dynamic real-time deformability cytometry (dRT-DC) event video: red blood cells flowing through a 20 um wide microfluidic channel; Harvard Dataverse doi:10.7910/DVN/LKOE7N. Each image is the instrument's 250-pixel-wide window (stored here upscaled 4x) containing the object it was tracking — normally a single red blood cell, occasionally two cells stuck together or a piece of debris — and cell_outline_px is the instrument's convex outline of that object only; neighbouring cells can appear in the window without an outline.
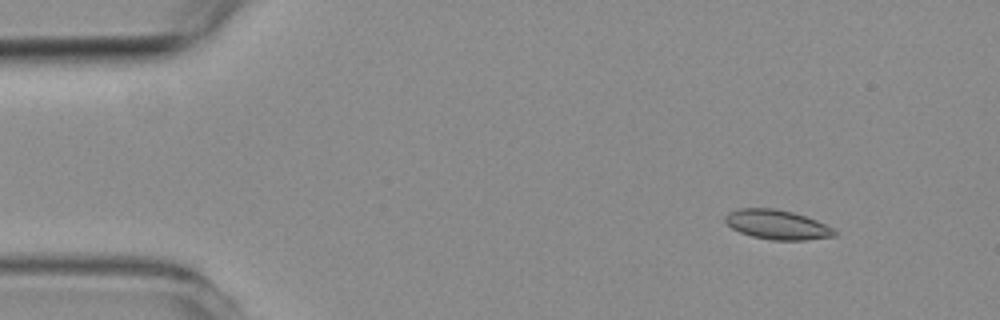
{"species": "common noctule bat (a hibernating species)", "species_latin": "Nyctalus noctula", "temperature_condition": "room temperature", "stored_images_in_passage": 3, "camera_frame_rate_fps": 3000, "um_per_image_px": 0.085, "animal": {"sex": "female", "body_mass_g": 19.3, "forearm_length_mm": 54.1}, "frame": {"image": 1, "passage_image": 2, "time_ms": 1.667, "image_size_px": [1000, 320], "cell_outline_px": [[836, 236], [804, 240], [772, 240], [752, 236], [740, 232], [732, 228], [724, 220], [724, 216], [728, 212], [740, 208], [776, 208], [792, 212], [816, 220], [836, 228]], "centroid_in_image_um": [66.07, 19.09], "position_along_channel_um": 18.9, "area_um2": 18.84}}